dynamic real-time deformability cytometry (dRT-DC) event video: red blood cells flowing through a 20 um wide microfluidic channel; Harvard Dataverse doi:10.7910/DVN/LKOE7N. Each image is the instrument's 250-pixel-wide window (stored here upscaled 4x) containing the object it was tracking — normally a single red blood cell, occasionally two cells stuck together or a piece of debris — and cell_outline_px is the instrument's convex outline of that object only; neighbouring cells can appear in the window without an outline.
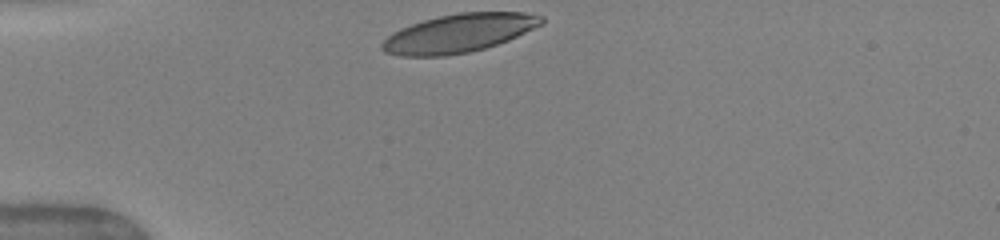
{"species": "human", "species_latin": "Homo sapiens", "temperature_condition": "warm", "stored_images_in_passage": 30, "camera_frame_rate_fps": 3000, "um_per_image_px": 0.085, "donor": {"sex": "female"}, "frame": {"image": 1, "passage_image": 1, "time_ms": 0.0, "image_size_px": [1000, 240], "cell_outline_px": [[544, 24], [508, 40], [484, 48], [468, 52], [444, 56], [400, 56], [384, 52], [380, 48], [380, 44], [392, 32], [400, 28], [424, 20], [440, 16], [460, 12], [524, 12], [544, 16]], "centroid_in_image_um": [39.0, 2.82], "position_along_channel_um": 46.0, "area_um2": 35.72}, "authors_computed_cell_mechanics": {"area_um2": 37.5411, "velocity_mm_per_s": 3.9869, "shape_relaxation_time_tau1_ms": 3.1803, "shape_relaxation_time_tau2_ms": 0.9371, "deformation_change_tau1": 0.1652, "deformation_change_tau2": 0.0783}}